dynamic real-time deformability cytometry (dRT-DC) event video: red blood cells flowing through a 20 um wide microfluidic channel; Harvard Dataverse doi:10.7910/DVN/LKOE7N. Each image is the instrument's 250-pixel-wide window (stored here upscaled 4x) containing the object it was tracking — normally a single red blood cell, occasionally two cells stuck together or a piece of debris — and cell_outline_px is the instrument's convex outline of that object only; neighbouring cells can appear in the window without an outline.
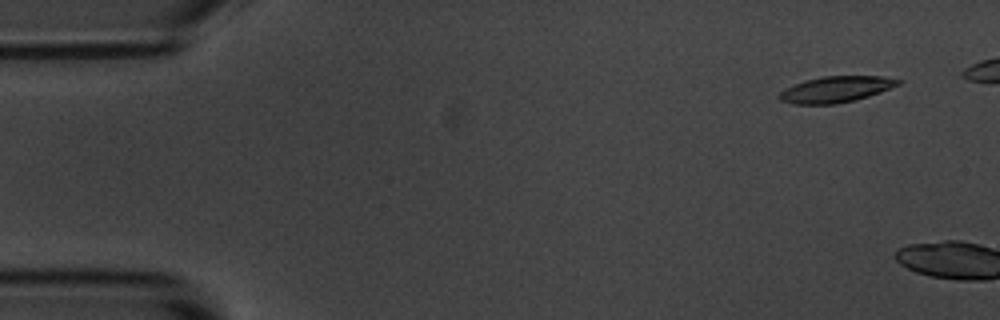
{"species": "common noctule bat (a hibernating species)", "species_latin": "Nyctalus noctula", "temperature_condition": "room temperature", "stored_images_in_passage": 2, "camera_frame_rate_fps": 3000, "um_per_image_px": 0.085, "animal": {"sex": "male", "body_mass_g": 20.1, "forearm_length_mm": 53.5}, "frame": {"image": 1, "passage_image": 2, "time_ms": 1.333, "image_size_px": [1000, 320], "cell_outline_px": [[904, 80], [900, 84], [880, 92], [868, 96], [836, 104], [792, 104], [780, 100], [776, 96], [780, 92], [804, 80], [824, 76], [880, 76]], "centroid_in_image_um": [71.05, 7.59], "position_along_channel_um": 13.9, "area_um2": 17.92}}